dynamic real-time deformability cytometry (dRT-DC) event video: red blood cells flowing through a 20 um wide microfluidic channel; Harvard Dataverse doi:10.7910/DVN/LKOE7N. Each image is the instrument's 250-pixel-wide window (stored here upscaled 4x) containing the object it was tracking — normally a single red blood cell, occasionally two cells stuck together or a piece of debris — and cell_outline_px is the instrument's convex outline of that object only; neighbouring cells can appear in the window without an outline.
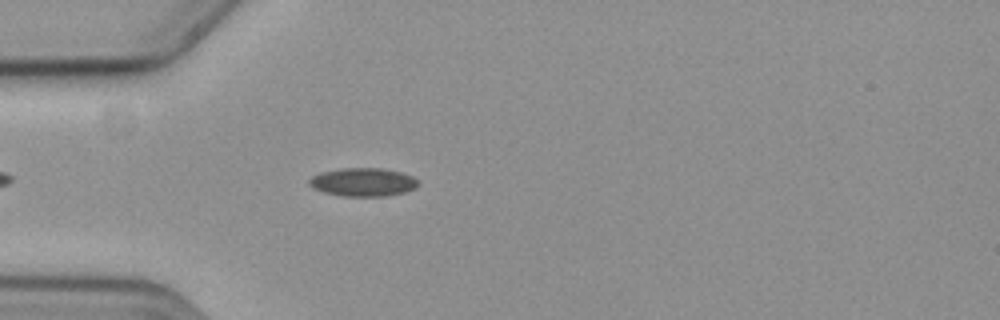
{"species": "common noctule bat (a hibernating species)", "species_latin": "Nyctalus noctula", "temperature_condition": "cold", "stored_images_in_passage": 30, "camera_frame_rate_fps": 3000, "um_per_image_px": 0.085, "animal": {"sex": "female", "body_mass_g": 19.3, "forearm_length_mm": 54.1}, "frame": {"image": 1, "passage_image": 7, "time_ms": 2.0, "image_size_px": [1000, 320], "cell_outline_px": [[416, 188], [404, 192], [388, 196], [344, 196], [324, 192], [308, 184], [308, 180], [312, 176], [320, 172], [344, 168], [384, 168], [400, 172], [412, 176], [416, 180]], "centroid_in_image_um": [30.85, 15.47], "position_along_channel_um": 54.2, "area_um2": 17.86}}
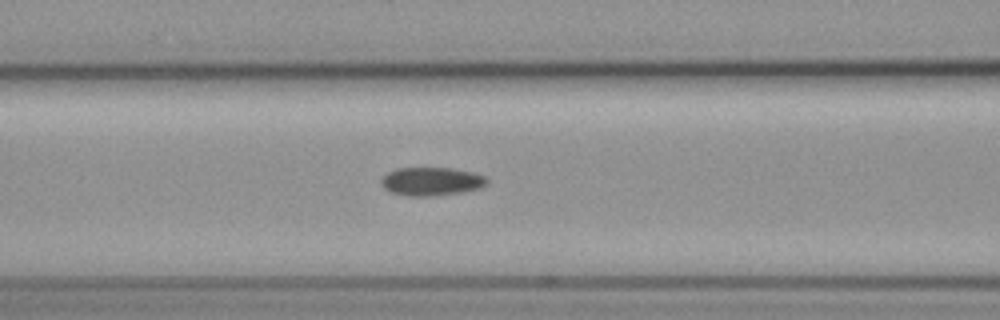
{"frame": {"image": 2, "passage_image": 14, "time_ms": 4.333, "image_size_px": [1000, 320], "cell_outline_px": [[488, 184], [480, 188], [460, 192], [436, 196], [408, 196], [392, 192], [384, 188], [380, 184], [380, 180], [388, 172], [396, 168], [452, 168], [472, 172], [484, 176], [488, 180]], "centroid_in_image_um": [36.66, 15.42], "position_along_channel_um": 129.9, "area_um2": 17.51}}
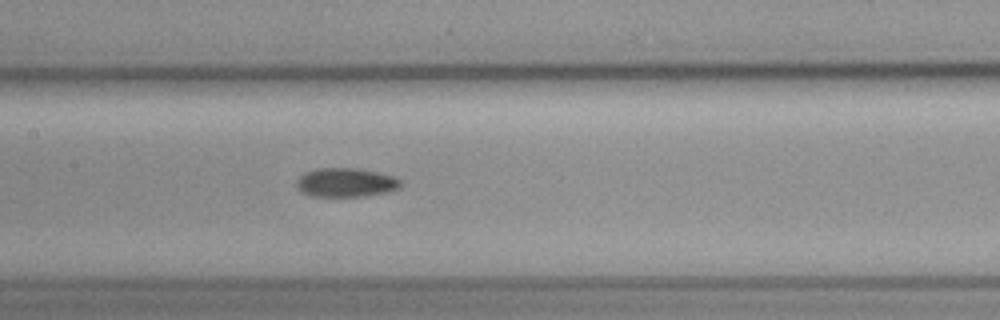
{"frame": {"image": 3, "passage_image": 18, "time_ms": 5.667, "image_size_px": [1000, 320], "cell_outline_px": [[404, 184], [400, 188], [388, 192], [364, 196], [312, 196], [300, 192], [296, 184], [300, 176], [308, 172], [320, 168], [356, 168], [396, 176]], "centroid_in_image_um": [29.46, 15.52], "position_along_channel_um": 177.9, "area_um2": 17.57}}